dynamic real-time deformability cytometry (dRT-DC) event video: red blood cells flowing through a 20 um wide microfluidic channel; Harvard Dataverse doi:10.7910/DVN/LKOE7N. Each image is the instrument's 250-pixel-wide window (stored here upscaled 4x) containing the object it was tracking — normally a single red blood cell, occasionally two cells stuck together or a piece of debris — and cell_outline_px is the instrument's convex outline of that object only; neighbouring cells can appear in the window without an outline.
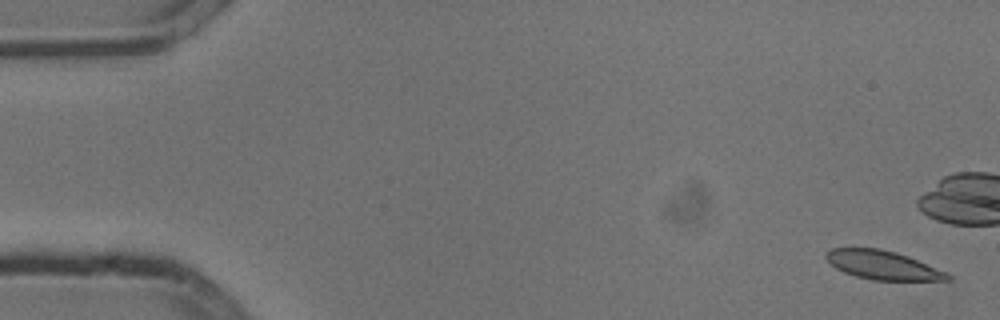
{"species": "common noctule bat (a hibernating species)", "species_latin": "Nyctalus noctula", "temperature_condition": "cold", "stored_images_in_passage": 7, "camera_frame_rate_fps": 3000, "um_per_image_px": 0.085, "animal": {"sex": "male", "body_mass_g": 13.3}, "frame": {"image": 1, "passage_image": 1, "time_ms": 0.0, "image_size_px": [1000, 320], "cell_outline_px": [[952, 280], [872, 280], [856, 276], [844, 272], [836, 268], [824, 256], [832, 248], [880, 248], [896, 252], [908, 256], [948, 272], [952, 276]], "centroid_in_image_um": [75.08, 22.53], "position_along_channel_um": 9.9, "area_um2": 20.35}}